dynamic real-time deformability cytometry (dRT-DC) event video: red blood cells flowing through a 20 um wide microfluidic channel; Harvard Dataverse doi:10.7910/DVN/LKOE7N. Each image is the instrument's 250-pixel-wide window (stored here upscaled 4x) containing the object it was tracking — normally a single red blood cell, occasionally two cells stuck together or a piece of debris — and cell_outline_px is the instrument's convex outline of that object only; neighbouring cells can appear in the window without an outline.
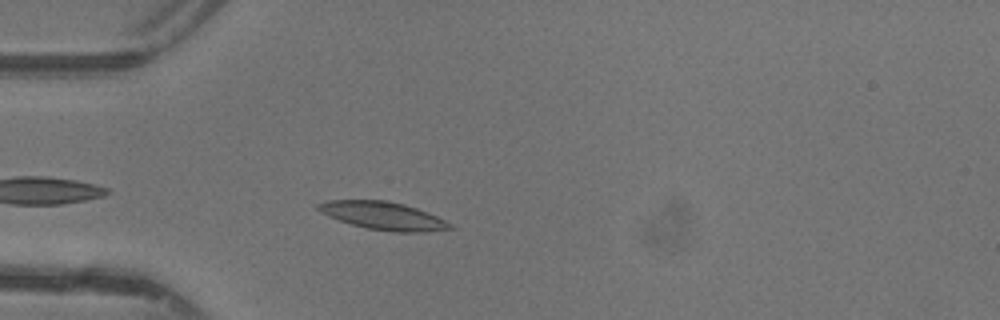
{"species": "common noctule bat (a hibernating species)", "species_latin": "Nyctalus noctula", "temperature_condition": "warm", "stored_images_in_passage": 28, "camera_frame_rate_fps": 3000, "um_per_image_px": 0.085, "animal": {"sex": "female"}, "frame": {"image": 1, "passage_image": 3, "time_ms": 0.667, "image_size_px": [1000, 320], "cell_outline_px": [[456, 228], [420, 232], [392, 232], [368, 228], [352, 224], [328, 216], [320, 212], [316, 208], [316, 204], [328, 200], [388, 200], [404, 204], [428, 212], [452, 224]], "centroid_in_image_um": [32.57, 18.33], "position_along_channel_um": 52.4, "area_um2": 21.39}}
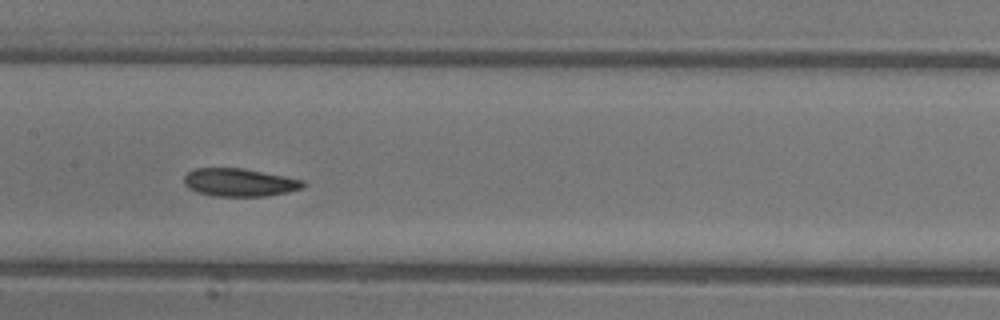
{"frame": {"image": 2, "passage_image": 13, "time_ms": 4.0, "image_size_px": [1000, 320], "cell_outline_px": [[308, 184], [300, 188], [284, 192], [264, 196], [216, 196], [196, 192], [188, 188], [184, 184], [184, 176], [188, 172], [196, 168], [244, 168], [304, 180]], "centroid_in_image_um": [20.33, 15.5], "position_along_channel_um": 187.1, "area_um2": 19.31}}
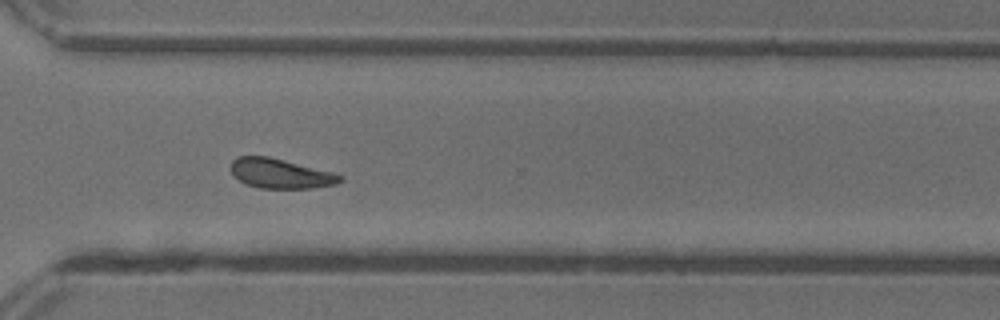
{"frame": {"image": 3, "passage_image": 24, "time_ms": 7.667, "image_size_px": [1000, 320], "cell_outline_px": [[344, 180], [336, 184], [312, 188], [260, 188], [244, 184], [232, 176], [232, 160], [236, 156], [268, 156], [332, 172], [344, 176]], "centroid_in_image_um": [23.82, 14.76], "position_along_channel_um": 346.8, "area_um2": 18.96}, "authors_computed_cell_mechanics": {"area_um2": 19.4786, "velocity_mm_per_s": 4.367, "shape_relaxation_time_tau1_ms": 3.4371, "shape_relaxation_time_tau2_ms": 5.3473, "deformation_change_tau1": 0.1014, "deformation_change_tau2": 0.124}}